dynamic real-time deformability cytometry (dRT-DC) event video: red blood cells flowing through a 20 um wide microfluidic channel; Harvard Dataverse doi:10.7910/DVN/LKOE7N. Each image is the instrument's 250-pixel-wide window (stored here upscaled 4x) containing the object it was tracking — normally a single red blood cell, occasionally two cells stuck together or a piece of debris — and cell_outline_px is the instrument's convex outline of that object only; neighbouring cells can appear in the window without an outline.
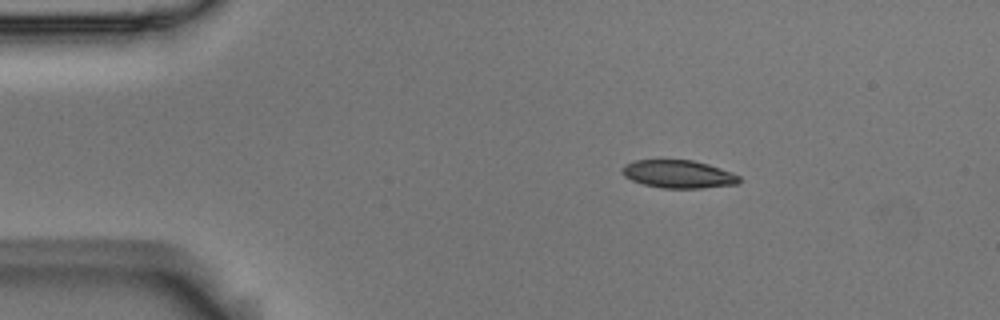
{"species": "Egyptian fruit bat (a non-hibernating species)", "species_latin": "Rousettus aegyptiacus", "temperature_condition": "room temperature", "stored_images_in_passage": 3, "camera_frame_rate_fps": 3000, "um_per_image_px": 0.085, "animal": {"sex": "male"}, "frame": {"image": 1, "passage_image": 1, "time_ms": 0.0, "image_size_px": [1000, 320], "cell_outline_px": [[740, 180], [736, 184], [700, 188], [660, 188], [644, 184], [632, 180], [624, 176], [620, 172], [620, 168], [624, 164], [636, 160], [692, 160], [708, 164], [732, 172], [740, 176]], "centroid_in_image_um": [57.62, 14.79], "position_along_channel_um": 27.4, "area_um2": 19.07}}
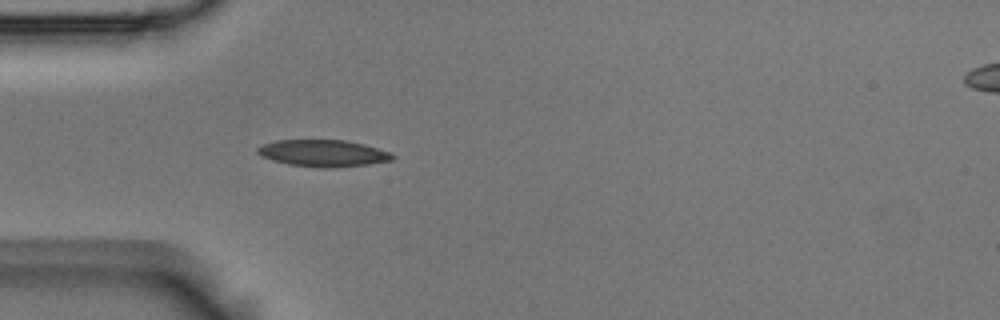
{"frame": {"image": 2, "passage_image": 3, "time_ms": 0.667, "image_size_px": [1000, 320], "cell_outline_px": [[396, 156], [392, 160], [368, 164], [332, 168], [320, 168], [288, 164], [272, 160], [260, 156], [256, 152], [256, 148], [260, 144], [276, 140], [344, 140], [364, 144], [388, 152]], "centroid_in_image_um": [27.4, 13.02], "position_along_channel_um": 57.6, "area_um2": 21.15}}